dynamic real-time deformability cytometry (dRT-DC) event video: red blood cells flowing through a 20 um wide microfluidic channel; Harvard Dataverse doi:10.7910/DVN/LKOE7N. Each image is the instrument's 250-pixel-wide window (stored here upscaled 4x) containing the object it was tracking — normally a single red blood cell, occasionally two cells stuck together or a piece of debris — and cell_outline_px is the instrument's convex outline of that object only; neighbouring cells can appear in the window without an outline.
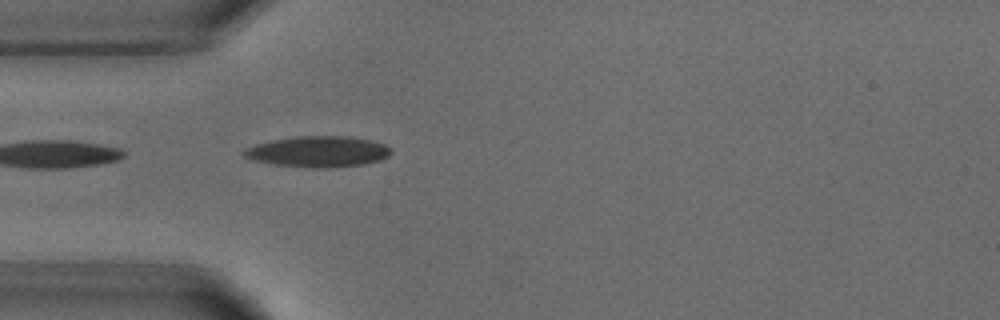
{"species": "common noctule bat (a hibernating species)", "species_latin": "Nyctalus noctula", "temperature_condition": "warm", "stored_images_in_passage": 4, "camera_frame_rate_fps": 3000, "um_per_image_px": 0.085, "animal": {"sex": "male", "body_mass_g": 18.8}, "frame": {"image": 1, "passage_image": 4, "time_ms": 4.333, "image_size_px": [1000, 320], "cell_outline_px": [[392, 152], [388, 156], [380, 160], [364, 164], [324, 168], [312, 168], [276, 164], [256, 160], [244, 156], [240, 152], [256, 144], [272, 140], [296, 136], [352, 136], [372, 140], [384, 144], [392, 148]], "centroid_in_image_um": [27.1, 12.87], "position_along_channel_um": 57.9, "area_um2": 26.41}}